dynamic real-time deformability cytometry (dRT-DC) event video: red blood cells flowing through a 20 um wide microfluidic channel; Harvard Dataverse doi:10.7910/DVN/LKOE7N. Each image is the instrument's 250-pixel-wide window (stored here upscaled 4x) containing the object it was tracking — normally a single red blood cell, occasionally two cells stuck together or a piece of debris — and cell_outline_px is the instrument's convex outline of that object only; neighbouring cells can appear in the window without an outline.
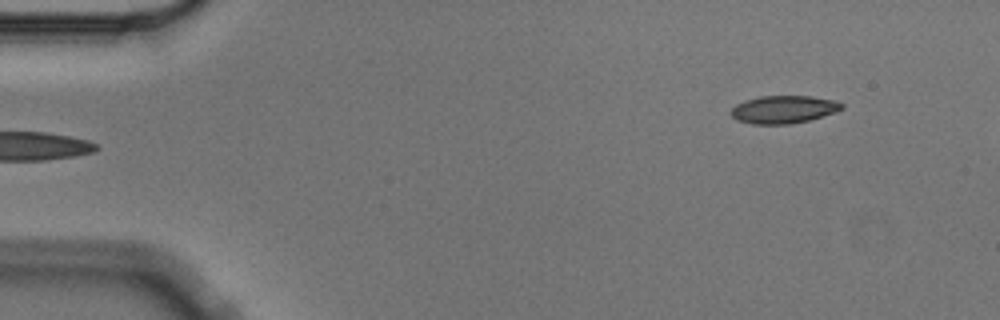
{"species": "Egyptian fruit bat (a non-hibernating species)", "species_latin": "Rousettus aegyptiacus", "temperature_condition": "cold", "stored_images_in_passage": 4, "segment_of_instrument_passage": [2, 2], "camera_frame_rate_fps": 3000, "um_per_image_px": 0.085, "animal": {"sex": "male"}, "frame": {"image": 1, "passage_image": 4, "time_ms": 1.0, "image_size_px": [1000, 320], "cell_outline_px": [[844, 108], [808, 120], [788, 124], [752, 124], [736, 120], [728, 112], [736, 104], [744, 100], [760, 96], [812, 96], [836, 100], [844, 104]], "centroid_in_image_um": [66.56, 9.29], "position_along_channel_um": 18.4, "area_um2": 17.92}}